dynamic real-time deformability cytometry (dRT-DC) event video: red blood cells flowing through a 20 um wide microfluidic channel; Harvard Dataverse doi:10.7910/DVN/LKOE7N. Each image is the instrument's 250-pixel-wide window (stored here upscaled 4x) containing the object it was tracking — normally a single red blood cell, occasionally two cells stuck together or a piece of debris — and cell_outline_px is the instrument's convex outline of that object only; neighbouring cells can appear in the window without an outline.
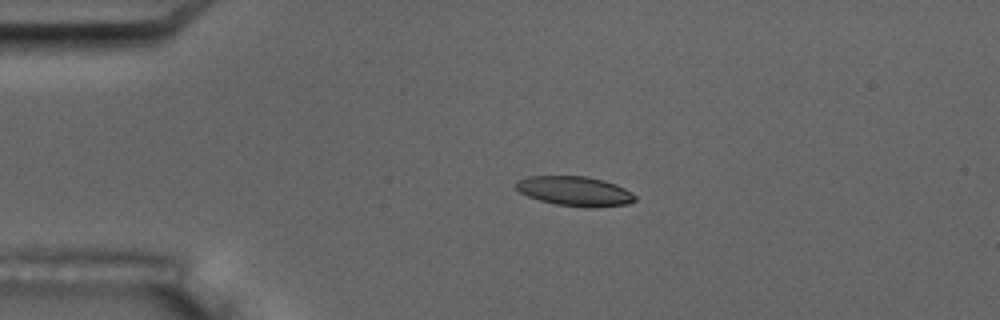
{"species": "common noctule bat (a hibernating species)", "species_latin": "Nyctalus noctula", "temperature_condition": "room temperature", "stored_images_in_passage": 11, "camera_frame_rate_fps": 3000, "um_per_image_px": 0.085, "animal": {"sex": "male", "body_mass_g": 17.5, "forearm_length_mm": 52.3}, "frame": {"image": 1, "passage_image": 4, "time_ms": 3.333, "image_size_px": [1000, 320], "cell_outline_px": [[636, 200], [628, 204], [592, 208], [584, 208], [556, 204], [540, 200], [528, 196], [520, 192], [516, 188], [516, 180], [528, 176], [588, 176], [604, 180], [616, 184], [632, 192], [636, 196]], "centroid_in_image_um": [48.88, 16.25], "position_along_channel_um": 36.1, "area_um2": 20.75}}
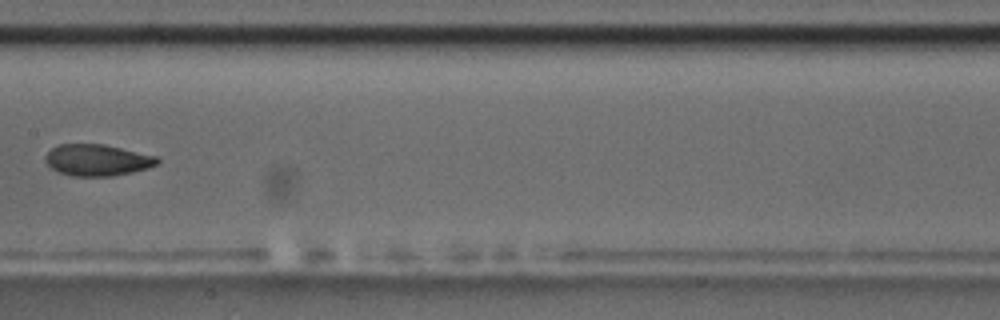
{"frame": {"image": 2, "passage_image": 8, "time_ms": 9.0, "image_size_px": [1000, 320], "cell_outline_px": [[160, 160], [156, 164], [148, 168], [132, 172], [112, 176], [72, 176], [60, 172], [52, 168], [44, 160], [44, 156], [52, 148], [60, 144], [104, 144], [156, 156]], "centroid_in_image_um": [8.26, 13.6], "position_along_channel_um": 199.1, "area_um2": 20.4}}